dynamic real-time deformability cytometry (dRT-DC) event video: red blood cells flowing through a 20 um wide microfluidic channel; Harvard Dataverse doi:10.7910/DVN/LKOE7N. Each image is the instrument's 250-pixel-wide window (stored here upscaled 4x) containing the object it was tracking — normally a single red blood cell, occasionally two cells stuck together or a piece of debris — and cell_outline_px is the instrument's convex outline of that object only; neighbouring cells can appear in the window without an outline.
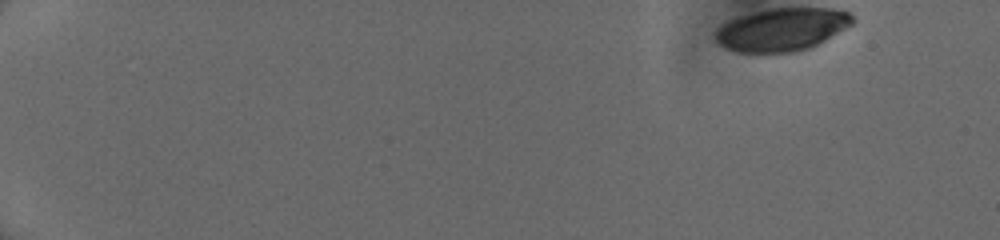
{"species": "human", "species_latin": "Homo sapiens", "temperature_condition": "cold", "stored_images_in_passage": 49, "camera_frame_rate_fps": 3000, "um_per_image_px": 0.085, "donor": {"sex": "female"}, "frame": {"image": 1, "passage_image": 1, "time_ms": 0.0, "image_size_px": [1000, 240], "cell_outline_px": [[848, 20], [824, 36], [808, 44], [792, 48], [740, 48], [728, 44], [720, 40], [720, 32], [724, 28], [740, 20], [752, 16], [768, 12], [844, 12], [848, 16]], "centroid_in_image_um": [66.43, 2.49], "position_along_channel_um": 18.6, "area_um2": 25.43}}
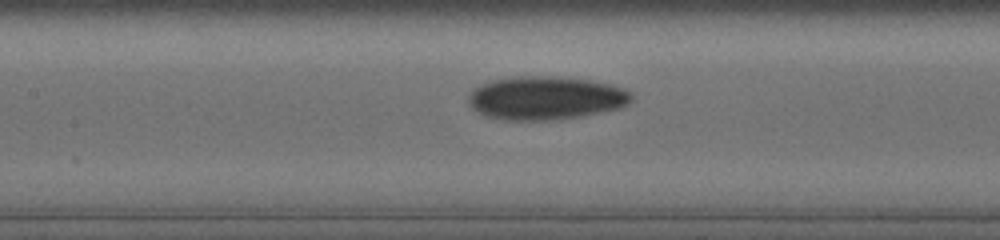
{"frame": {"image": 2, "passage_image": 24, "time_ms": 7.667, "image_size_px": [1000, 240], "cell_outline_px": [[624, 96], [620, 100], [612, 104], [556, 112], [504, 112], [488, 108], [480, 104], [476, 100], [480, 92], [488, 88], [504, 84], [576, 84], [600, 88], [616, 92]], "centroid_in_image_um": [46.34, 8.3], "position_along_channel_um": 161.1, "area_um2": 23.93}}
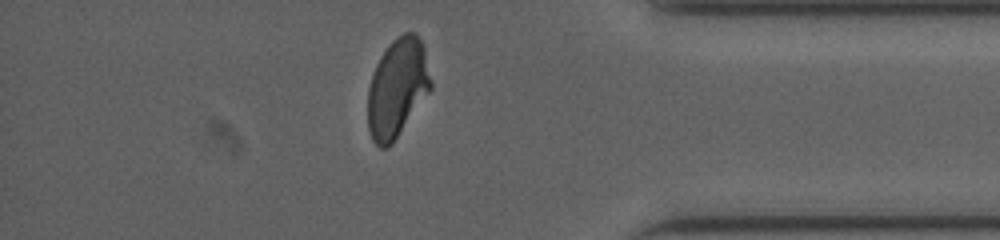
{"frame": {"image": 3, "passage_image": 43, "time_ms": 14.0, "image_size_px": [1000, 240], "cell_outline_px": [[428, 88], [392, 140], [388, 144], [380, 144], [376, 140], [372, 132], [368, 120], [368, 100], [372, 80], [380, 60], [388, 48], [396, 40], [404, 36], [412, 36], [420, 44], [428, 80]], "centroid_in_image_um": [33.69, 7.5], "position_along_channel_um": 401.5, "area_um2": 31.27}, "authors_computed_cell_mechanics": {"area_um2": 25.7788, "velocity_mm_per_s": 4.056, "shape_relaxation_time_tau1_ms": 11.3329, "shape_relaxation_time_tau2_ms": 2.26, "deformation_change_tau1": 0.4422, "deformation_change_tau2": 0.0983}}